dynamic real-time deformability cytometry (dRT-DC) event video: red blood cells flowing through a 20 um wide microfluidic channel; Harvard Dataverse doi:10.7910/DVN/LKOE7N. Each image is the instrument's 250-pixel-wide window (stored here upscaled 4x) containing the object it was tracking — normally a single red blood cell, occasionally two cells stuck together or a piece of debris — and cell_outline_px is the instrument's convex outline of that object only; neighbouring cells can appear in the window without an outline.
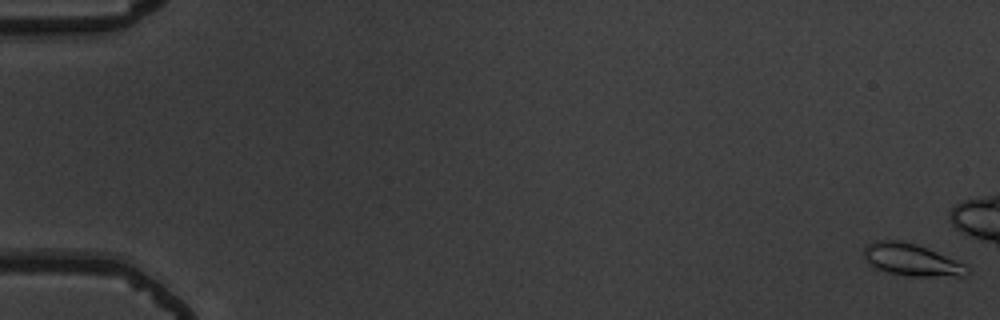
{"species": "common noctule bat (a hibernating species)", "species_latin": "Nyctalus noctula", "temperature_condition": "warm", "stored_images_in_passage": 18, "camera_frame_rate_fps": 3000, "um_per_image_px": 0.085, "animal": {"sex": "male", "body_mass_g": 19.5, "forearm_length_mm": 54.6}, "frame": {"image": 1, "passage_image": 1, "time_ms": 0.0, "image_size_px": [1000, 320], "cell_outline_px": [[968, 272], [960, 276], [912, 276], [888, 272], [872, 268], [864, 260], [864, 248], [872, 240], [900, 240], [916, 244], [964, 264], [968, 268]], "centroid_in_image_um": [77.38, 22.07], "position_along_channel_um": 7.6, "area_um2": 19.13}}